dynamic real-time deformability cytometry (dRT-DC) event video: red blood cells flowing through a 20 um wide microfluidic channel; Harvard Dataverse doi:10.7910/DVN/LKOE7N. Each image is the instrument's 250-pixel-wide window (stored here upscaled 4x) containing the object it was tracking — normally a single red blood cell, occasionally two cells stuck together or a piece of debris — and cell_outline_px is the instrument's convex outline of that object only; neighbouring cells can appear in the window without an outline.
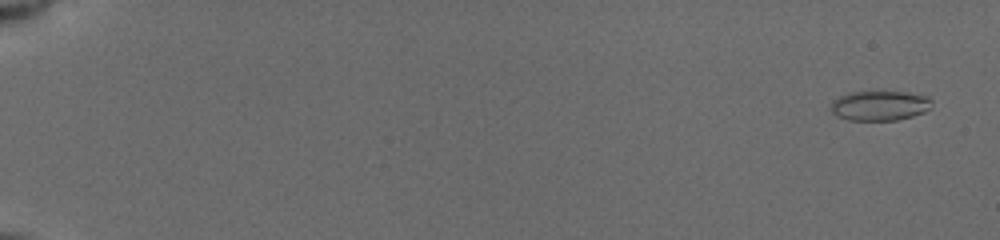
{"species": "common noctule bat (a hibernating species)", "species_latin": "Nyctalus noctula", "temperature_condition": "cold", "stored_images_in_passage": 54, "camera_frame_rate_fps": 3000, "um_per_image_px": 0.085, "animal": {"sex": "female", "body_mass_g": 19.5, "forearm_length_mm": 54.1}, "frame": {"image": 1, "passage_image": 3, "time_ms": 0.667, "image_size_px": [1000, 240], "cell_outline_px": [[932, 108], [924, 112], [912, 116], [896, 120], [848, 120], [836, 116], [828, 108], [832, 100], [848, 92], [908, 92], [928, 96], [932, 100]], "centroid_in_image_um": [74.76, 8.98], "position_along_channel_um": 10.2, "area_um2": 17.8}}
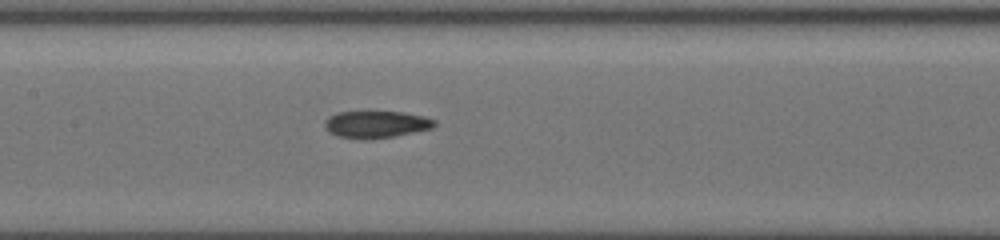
{"frame": {"image": 2, "passage_image": 30, "time_ms": 9.667, "image_size_px": [1000, 240], "cell_outline_px": [[436, 124], [432, 128], [396, 136], [364, 140], [340, 136], [332, 132], [324, 124], [328, 116], [340, 112], [404, 112], [436, 120]], "centroid_in_image_um": [32.0, 10.57], "position_along_channel_um": 175.4, "area_um2": 16.99}}
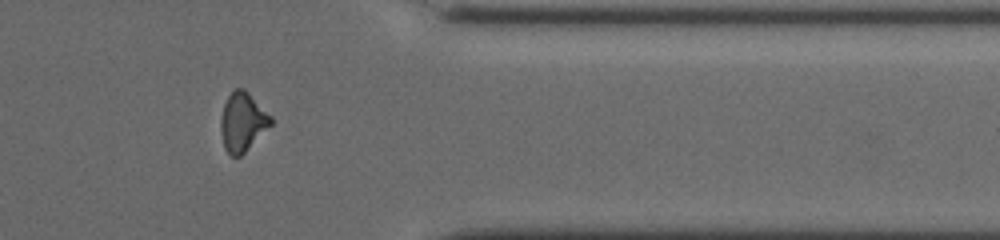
{"frame": {"image": 3, "passage_image": 47, "time_ms": 15.333, "image_size_px": [1000, 240], "cell_outline_px": [[272, 124], [240, 156], [232, 156], [224, 148], [220, 128], [220, 120], [224, 104], [228, 96], [236, 88], [244, 88], [272, 116]], "centroid_in_image_um": [20.61, 10.35], "position_along_channel_um": 390.8, "area_um2": 16.99}}